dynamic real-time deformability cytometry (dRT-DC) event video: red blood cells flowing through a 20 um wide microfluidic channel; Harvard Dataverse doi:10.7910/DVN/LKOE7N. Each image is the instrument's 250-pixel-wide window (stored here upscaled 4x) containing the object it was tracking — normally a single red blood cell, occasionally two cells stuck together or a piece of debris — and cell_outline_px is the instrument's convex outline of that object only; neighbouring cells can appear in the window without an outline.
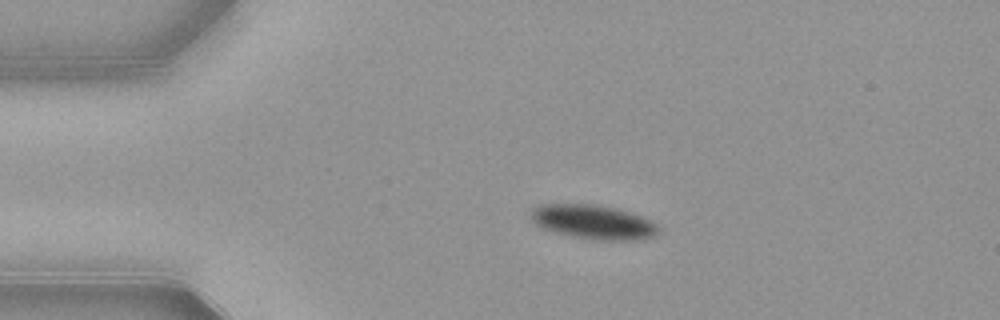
{"species": "common noctule bat (a hibernating species)", "species_latin": "Nyctalus noctula", "temperature_condition": "warm", "stored_images_in_passage": 43, "camera_frame_rate_fps": 3000, "um_per_image_px": 0.085, "animal": {"sex": "female", "body_mass_g": 21.9}, "frame": {"image": 1, "passage_image": 1, "time_ms": 0.0, "image_size_px": [1000, 320], "cell_outline_px": [[660, 228], [652, 236], [636, 240], [588, 240], [556, 232], [544, 228], [536, 224], [532, 220], [532, 208], [540, 204], [596, 204], [616, 208], [640, 216], [656, 224]], "centroid_in_image_um": [50.41, 18.87], "position_along_channel_um": 34.6, "area_um2": 25.2}}
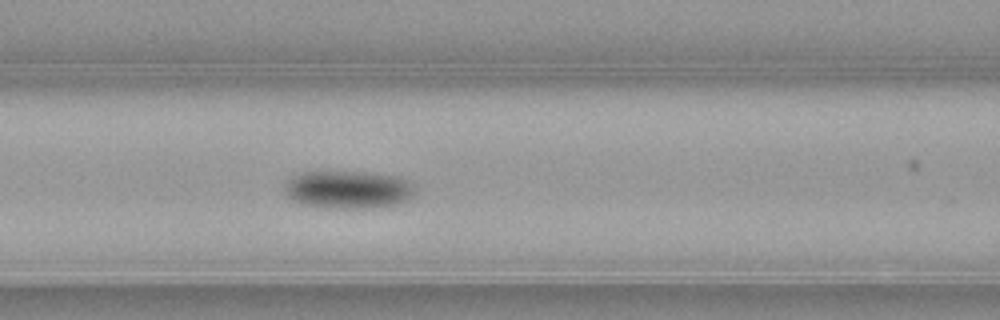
{"frame": {"image": 2, "passage_image": 12, "time_ms": 3.667, "image_size_px": [1000, 320], "cell_outline_px": [[412, 196], [408, 200], [400, 204], [372, 208], [328, 208], [300, 204], [292, 200], [288, 196], [284, 188], [284, 184], [292, 172], [364, 172], [400, 176], [408, 180], [412, 184]], "centroid_in_image_um": [29.54, 16.11], "position_along_channel_um": 137.1, "area_um2": 29.25}}
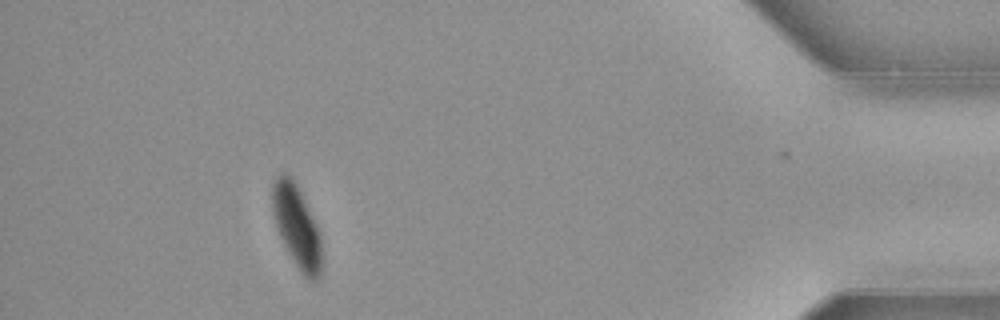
{"frame": {"image": 3, "passage_image": 38, "time_ms": 12.333, "image_size_px": [1000, 320], "cell_outline_px": [[320, 276], [316, 280], [308, 280], [300, 272], [292, 260], [276, 228], [272, 212], [272, 184], [276, 176], [280, 172], [288, 176], [296, 184], [320, 232]], "centroid_in_image_um": [25.19, 19.26], "position_along_channel_um": 410.0, "area_um2": 23.35}, "authors_computed_cell_mechanics": {"area_um2": 27.3394, "velocity_mm_per_s": 3.8638, "shape_relaxation_time_tau1_ms": 3.5207, "shape_relaxation_time_tau2_ms": null, "deformation_change_tau1": 0.1117, "deformation_change_tau2": null}}